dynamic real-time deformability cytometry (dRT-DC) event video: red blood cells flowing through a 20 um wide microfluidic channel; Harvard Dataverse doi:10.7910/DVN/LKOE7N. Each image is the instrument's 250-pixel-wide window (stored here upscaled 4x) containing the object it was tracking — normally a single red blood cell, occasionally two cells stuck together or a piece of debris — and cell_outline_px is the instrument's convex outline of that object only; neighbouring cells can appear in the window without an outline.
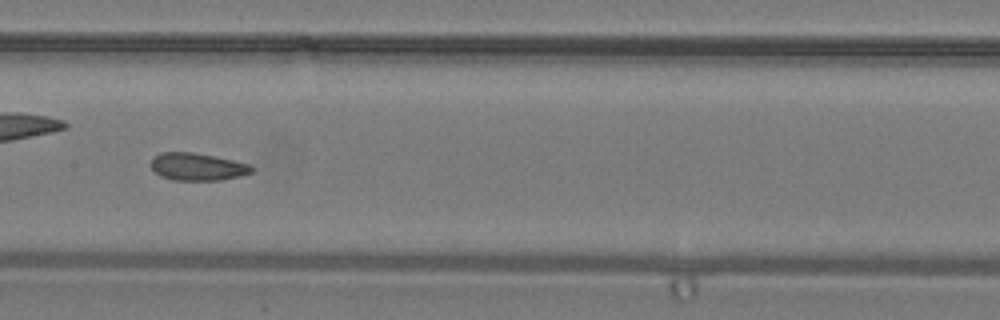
{"species": "common noctule bat (a hibernating species)", "species_latin": "Nyctalus noctula", "temperature_condition": "warm", "stored_images_in_passage": 27, "camera_frame_rate_fps": 3000, "um_per_image_px": 0.085, "animal": {"sex": "male", "body_mass_g": 19.2, "forearm_length_mm": 51.8}, "frame": {"image": 1, "passage_image": 8, "time_ms": 2.333, "image_size_px": [1000, 320], "cell_outline_px": [[252, 172], [240, 176], [220, 180], [172, 180], [160, 176], [148, 164], [152, 156], [160, 152], [192, 152], [232, 160], [248, 164], [252, 168]], "centroid_in_image_um": [16.69, 14.17], "position_along_channel_um": 190.7, "area_um2": 16.13}}